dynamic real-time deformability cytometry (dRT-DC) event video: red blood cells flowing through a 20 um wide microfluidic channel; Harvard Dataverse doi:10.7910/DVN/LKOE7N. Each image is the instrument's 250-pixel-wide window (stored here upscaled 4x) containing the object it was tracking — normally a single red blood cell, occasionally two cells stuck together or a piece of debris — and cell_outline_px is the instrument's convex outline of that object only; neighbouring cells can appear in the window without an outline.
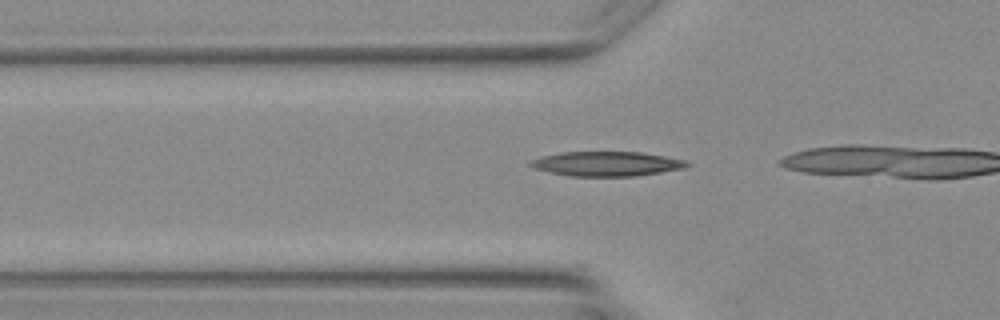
{"species": "Egyptian fruit bat (a non-hibernating species)", "species_latin": "Rousettus aegyptiacus", "temperature_condition": "warm", "stored_images_in_passage": 5, "camera_frame_rate_fps": 3000, "um_per_image_px": 0.085, "animal": {"sex": "female"}, "frame": {"image": 1, "passage_image": 5, "time_ms": 5.0, "image_size_px": [1000, 320], "cell_outline_px": [[692, 164], [684, 168], [660, 172], [632, 176], [572, 176], [548, 172], [536, 168], [528, 164], [528, 160], [540, 156], [560, 152], [640, 152], [664, 156], [684, 160]], "centroid_in_image_um": [51.52, 13.91], "position_along_channel_um": 74.3, "area_um2": 22.37}}